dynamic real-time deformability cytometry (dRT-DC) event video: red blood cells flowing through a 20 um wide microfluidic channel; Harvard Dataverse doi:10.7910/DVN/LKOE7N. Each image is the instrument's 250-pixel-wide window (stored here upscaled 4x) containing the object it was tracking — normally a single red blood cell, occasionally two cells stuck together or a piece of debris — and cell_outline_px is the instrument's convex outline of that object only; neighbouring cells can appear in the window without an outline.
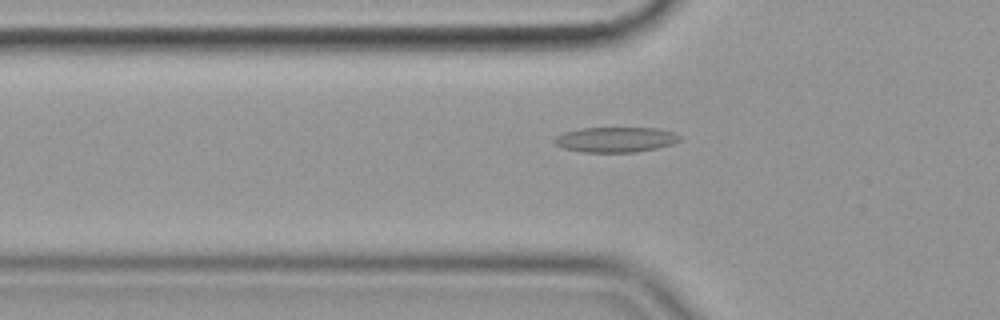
{"species": "common noctule bat (a hibernating species)", "species_latin": "Nyctalus noctula", "temperature_condition": "cold", "stored_images_in_passage": 55, "camera_frame_rate_fps": 3000, "um_per_image_px": 0.085, "animal": {"sex": "female", "body_mass_g": 19.9}, "frame": {"image": 1, "passage_image": 19, "time_ms": 6.0, "image_size_px": [1000, 320], "cell_outline_px": [[680, 140], [672, 144], [656, 148], [636, 152], [580, 152], [564, 148], [556, 144], [552, 140], [556, 136], [564, 132], [580, 128], [660, 128], [672, 132], [680, 136]], "centroid_in_image_um": [52.31, 11.86], "position_along_channel_um": 73.5, "area_um2": 18.38}}
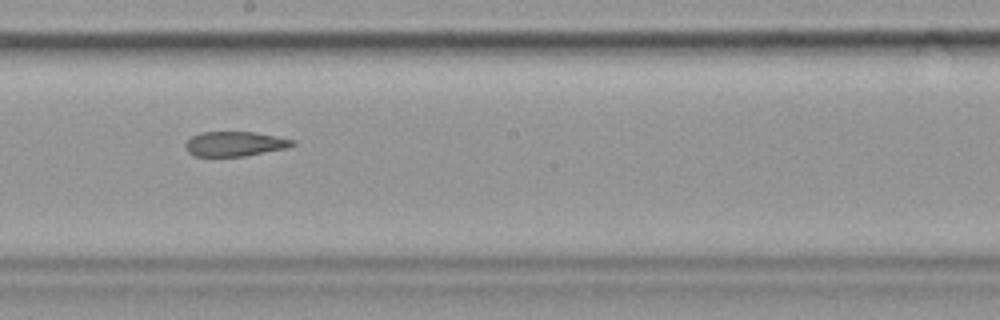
{"frame": {"image": 2, "passage_image": 32, "time_ms": 10.333, "image_size_px": [1000, 320], "cell_outline_px": [[296, 144], [288, 148], [244, 156], [192, 156], [184, 148], [184, 144], [192, 136], [200, 132], [256, 132], [296, 140]], "centroid_in_image_um": [19.96, 12.23], "position_along_channel_um": 228.2, "area_um2": 15.61}}
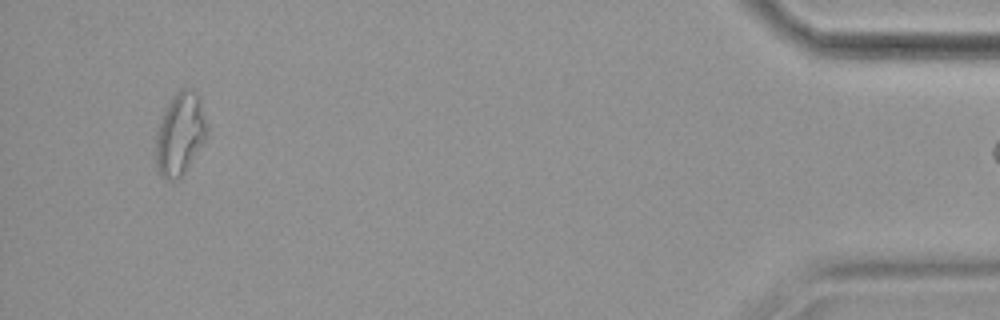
{"frame": {"image": 3, "passage_image": 54, "time_ms": 17.667, "image_size_px": [1000, 320], "cell_outline_px": [[208, 136], [184, 172], [176, 180], [164, 180], [160, 176], [156, 168], [156, 136], [164, 112], [172, 96], [180, 88], [192, 88], [196, 92], [200, 100], [208, 124]], "centroid_in_image_um": [15.32, 11.38], "position_along_channel_um": 419.9, "area_um2": 24.62}}